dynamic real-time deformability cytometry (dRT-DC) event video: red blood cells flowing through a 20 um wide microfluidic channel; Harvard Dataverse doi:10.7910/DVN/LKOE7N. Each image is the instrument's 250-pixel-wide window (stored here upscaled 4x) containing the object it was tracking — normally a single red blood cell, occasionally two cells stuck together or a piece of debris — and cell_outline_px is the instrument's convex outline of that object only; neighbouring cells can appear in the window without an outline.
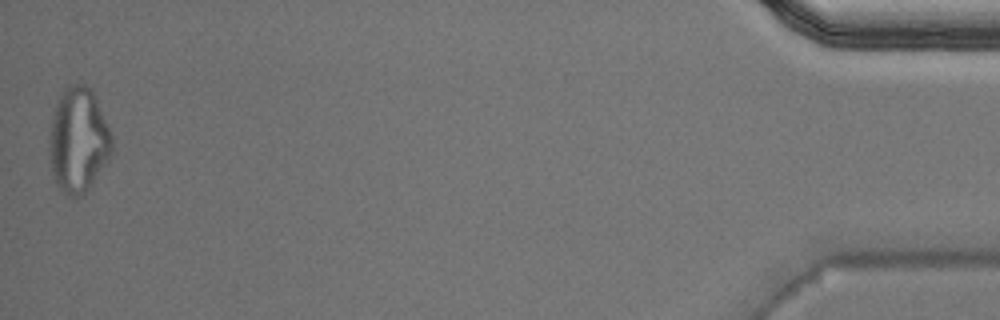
{"species": "Egyptian fruit bat (a non-hibernating species)", "species_latin": "Rousettus aegyptiacus", "temperature_condition": "warm", "stored_images_in_passage": 49, "camera_frame_rate_fps": 3000, "um_per_image_px": 0.085, "animal": {"sex": "male"}, "frame": {"image": 1, "passage_image": 49, "time_ms": 16.0, "image_size_px": [1000, 320], "cell_outline_px": [[116, 152], [88, 188], [80, 196], [68, 196], [56, 184], [52, 172], [48, 152], [48, 140], [52, 120], [56, 104], [64, 88], [68, 84], [84, 84], [92, 92], [112, 136]], "centroid_in_image_um": [6.67, 11.95], "position_along_channel_um": 428.5, "area_um2": 38.32}, "authors_computed_cell_mechanics": {"area_um2": 24.2182, "velocity_mm_per_s": 4.0074, "shape_relaxation_time_tau1_ms": null, "shape_relaxation_time_tau2_ms": 2.4706, "deformation_change_tau1": null, "deformation_change_tau2": 0.1472}}